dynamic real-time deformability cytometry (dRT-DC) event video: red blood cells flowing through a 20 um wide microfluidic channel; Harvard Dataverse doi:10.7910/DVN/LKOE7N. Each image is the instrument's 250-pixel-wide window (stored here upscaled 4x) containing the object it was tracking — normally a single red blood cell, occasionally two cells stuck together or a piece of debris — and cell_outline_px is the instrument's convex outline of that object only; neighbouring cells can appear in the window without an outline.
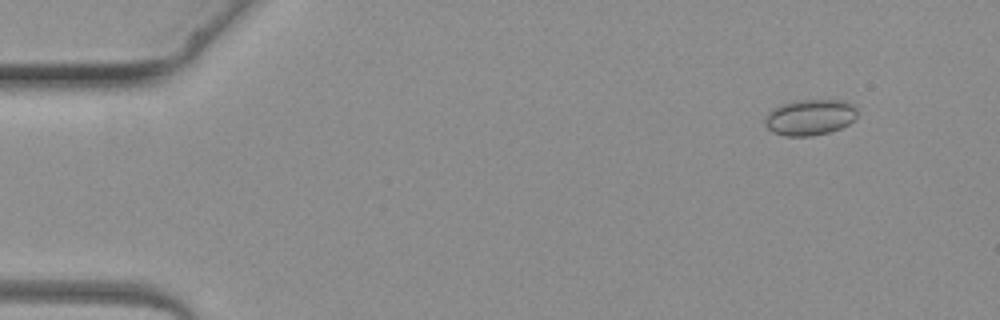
{"species": "common noctule bat (a hibernating species)", "species_latin": "Nyctalus noctula", "temperature_condition": "warm", "stored_images_in_passage": 4, "camera_frame_rate_fps": 3000, "um_per_image_px": 0.085, "animal": {"sex": "female", "body_mass_g": 19.3, "forearm_length_mm": 54.1}, "frame": {"image": 1, "passage_image": 4, "time_ms": 3.667, "image_size_px": [1000, 320], "cell_outline_px": [[856, 120], [840, 128], [828, 132], [812, 136], [784, 136], [772, 132], [764, 124], [764, 116], [772, 108], [780, 104], [792, 100], [844, 100], [852, 104], [856, 108]], "centroid_in_image_um": [68.81, 9.96], "position_along_channel_um": 16.2, "area_um2": 19.65}}